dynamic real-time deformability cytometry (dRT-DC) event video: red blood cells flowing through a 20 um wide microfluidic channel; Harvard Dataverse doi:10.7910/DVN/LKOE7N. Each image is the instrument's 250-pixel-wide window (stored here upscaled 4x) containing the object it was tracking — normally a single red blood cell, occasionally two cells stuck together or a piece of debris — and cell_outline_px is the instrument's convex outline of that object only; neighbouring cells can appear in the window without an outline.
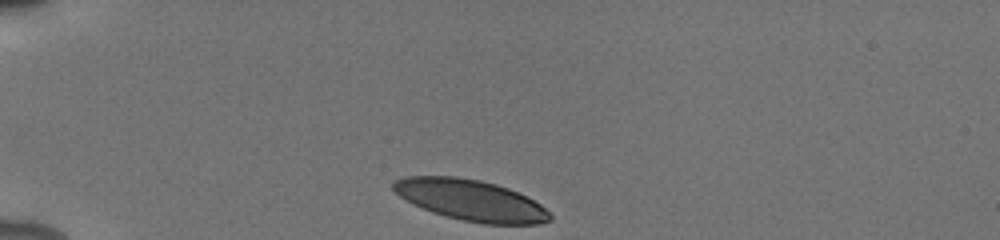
{"species": "human", "species_latin": "Homo sapiens", "temperature_condition": "cold", "stored_images_in_passage": 33, "camera_frame_rate_fps": 3000, "um_per_image_px": 0.085, "donor": {"sex": "male"}, "frame": {"image": 1, "passage_image": 1, "time_ms": 0.0, "image_size_px": [1000, 240], "cell_outline_px": [[552, 220], [540, 224], [484, 224], [464, 220], [432, 212], [412, 204], [400, 196], [392, 188], [392, 184], [396, 180], [404, 176], [456, 176], [480, 180], [496, 184], [508, 188], [540, 204], [552, 216]], "centroid_in_image_um": [40.0, 17.01], "position_along_channel_um": 45.0, "area_um2": 37.17}}
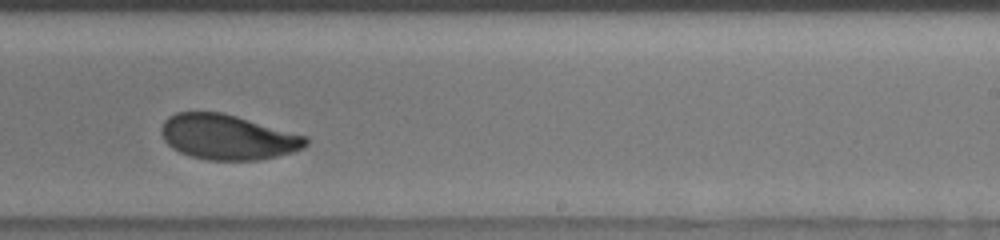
{"frame": {"image": 2, "passage_image": 22, "time_ms": 7.0, "image_size_px": [1000, 240], "cell_outline_px": [[308, 144], [304, 148], [292, 152], [260, 160], [208, 160], [192, 156], [180, 152], [172, 148], [164, 140], [160, 132], [160, 128], [164, 120], [168, 116], [176, 112], [220, 112], [236, 116], [308, 136]], "centroid_in_image_um": [19.34, 11.65], "position_along_channel_um": 269.7, "area_um2": 38.03}}
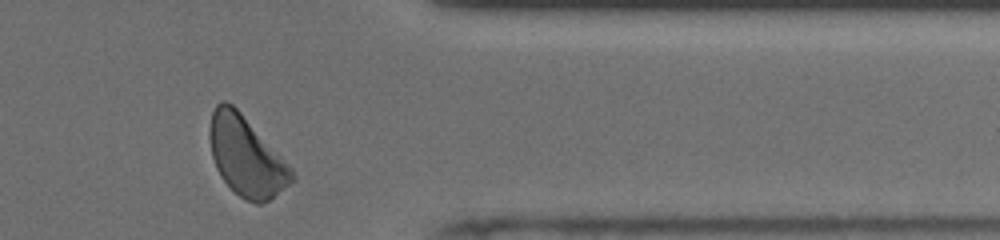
{"frame": {"image": 3, "passage_image": 32, "time_ms": 10.333, "image_size_px": [1000, 240], "cell_outline_px": [[296, 180], [268, 200], [260, 204], [256, 204], [240, 196], [220, 176], [216, 168], [212, 156], [208, 136], [208, 128], [212, 112], [216, 104], [220, 100], [224, 100], [232, 104], [240, 112], [292, 168], [296, 176]], "centroid_in_image_um": [20.91, 13.28], "position_along_channel_um": 390.5, "area_um2": 37.74}, "authors_computed_cell_mechanics": {"area_um2": 38.8994, "velocity_mm_per_s": 3.8576, "shape_relaxation_time_tau1_ms": 2.4903, "shape_relaxation_time_tau2_ms": 1.709, "deformation_change_tau1": 0.1291, "deformation_change_tau2": 0.0624}}